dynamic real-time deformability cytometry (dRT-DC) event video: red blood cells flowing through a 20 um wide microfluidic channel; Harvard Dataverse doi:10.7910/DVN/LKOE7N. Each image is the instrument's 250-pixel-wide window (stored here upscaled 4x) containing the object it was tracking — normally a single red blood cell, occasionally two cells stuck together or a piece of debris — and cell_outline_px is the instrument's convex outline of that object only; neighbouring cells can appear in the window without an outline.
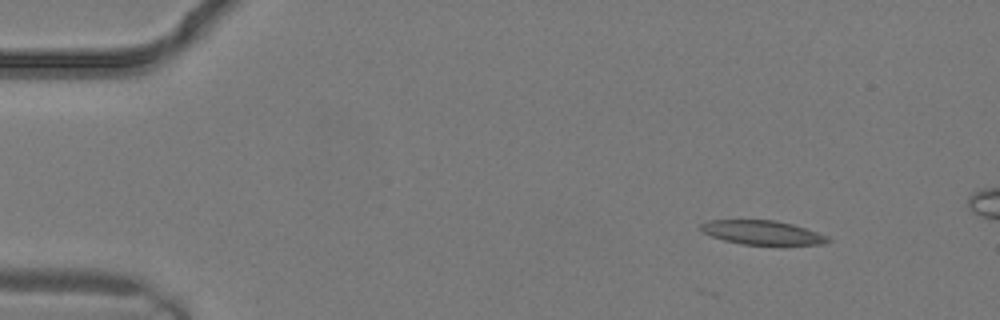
{"species": "common noctule bat (a hibernating species)", "species_latin": "Nyctalus noctula", "temperature_condition": "warm", "stored_images_in_passage": 3, "camera_frame_rate_fps": 3000, "um_per_image_px": 0.085, "animal": {"sex": "male", "body_mass_g": 19.2, "forearm_length_mm": 51.8}, "frame": {"image": 1, "passage_image": 1, "time_ms": 0.0, "image_size_px": [1000, 320], "cell_outline_px": [[832, 240], [824, 244], [744, 244], [724, 240], [712, 236], [704, 232], [700, 228], [700, 224], [708, 220], [776, 220], [792, 224], [828, 236]], "centroid_in_image_um": [64.79, 19.75], "position_along_channel_um": 20.2, "area_um2": 17.51}}